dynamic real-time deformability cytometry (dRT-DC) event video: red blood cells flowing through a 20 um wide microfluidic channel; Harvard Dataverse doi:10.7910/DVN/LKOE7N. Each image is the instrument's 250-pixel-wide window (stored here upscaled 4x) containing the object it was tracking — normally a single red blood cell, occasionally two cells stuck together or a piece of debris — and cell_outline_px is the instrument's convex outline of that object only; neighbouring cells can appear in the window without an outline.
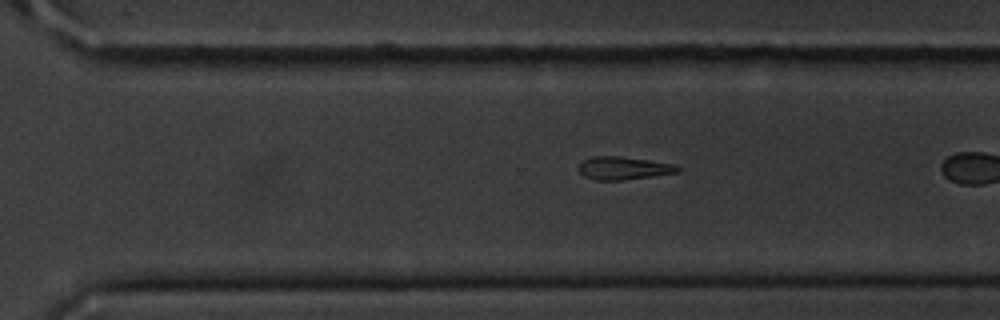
{"species": "common noctule bat (a hibernating species)", "species_latin": "Nyctalus noctula", "temperature_condition": "cold", "stored_images_in_passage": 38, "camera_frame_rate_fps": 3000, "um_per_image_px": 0.085, "animal": {"sex": "male", "body_mass_g": 20.1, "forearm_length_mm": 53.5}, "frame": {"image": 1, "passage_image": 33, "time_ms": 10.667, "image_size_px": [1000, 320], "cell_outline_px": [[680, 172], [624, 180], [596, 180], [584, 176], [576, 168], [584, 160], [592, 156], [620, 156], [648, 160], [672, 164], [680, 168]], "centroid_in_image_um": [52.97, 14.29], "position_along_channel_um": 317.6, "area_um2": 13.18}}